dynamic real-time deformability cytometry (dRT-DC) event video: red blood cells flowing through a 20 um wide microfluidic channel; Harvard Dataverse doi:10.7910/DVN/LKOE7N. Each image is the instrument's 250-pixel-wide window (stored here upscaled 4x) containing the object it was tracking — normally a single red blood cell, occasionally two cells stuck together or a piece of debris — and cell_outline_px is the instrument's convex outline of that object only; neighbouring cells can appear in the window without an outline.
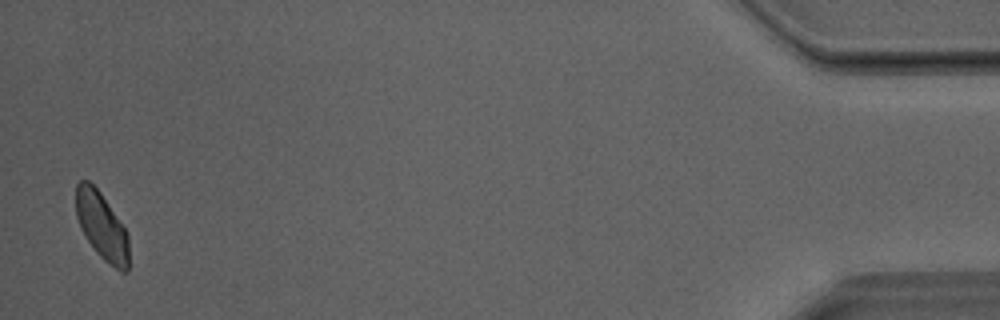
{"species": "Egyptian fruit bat (a non-hibernating species)", "species_latin": "Rousettus aegyptiacus", "temperature_condition": "room temperature", "stored_images_in_passage": 38, "camera_frame_rate_fps": 3000, "um_per_image_px": 0.085, "animal": {"sex": "male"}, "frame": {"image": 1, "passage_image": 38, "time_ms": 12.333, "image_size_px": [1000, 320], "cell_outline_px": [[128, 272], [120, 272], [108, 264], [96, 252], [84, 236], [80, 228], [76, 216], [76, 184], [80, 180], [88, 180], [100, 192], [124, 228], [128, 236]], "centroid_in_image_um": [8.63, 19.24], "position_along_channel_um": 426.6, "area_um2": 20.69}}